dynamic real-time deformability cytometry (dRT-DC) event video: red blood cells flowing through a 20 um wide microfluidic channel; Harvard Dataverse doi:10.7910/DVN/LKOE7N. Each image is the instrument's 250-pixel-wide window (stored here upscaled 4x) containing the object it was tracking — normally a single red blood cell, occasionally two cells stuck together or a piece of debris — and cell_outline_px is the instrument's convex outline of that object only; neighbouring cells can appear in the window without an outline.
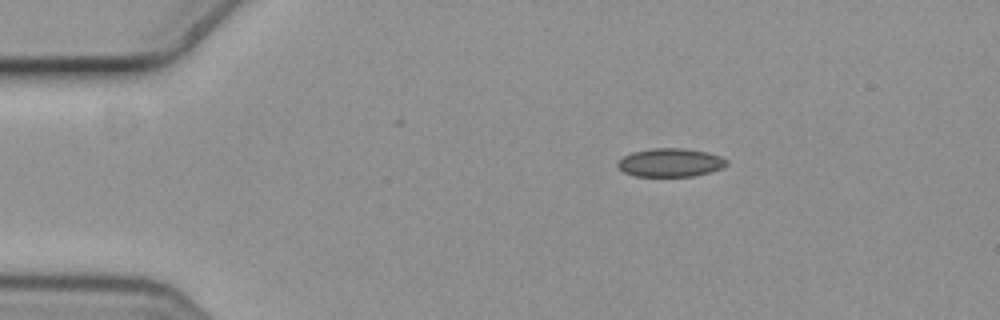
{"species": "common noctule bat (a hibernating species)", "species_latin": "Nyctalus noctula", "temperature_condition": "cold", "stored_images_in_passage": 2, "camera_frame_rate_fps": 3000, "um_per_image_px": 0.085, "animal": {"sex": "female", "body_mass_g": 19.3, "forearm_length_mm": 54.1}, "frame": {"image": 1, "passage_image": 1, "time_ms": 0.0, "image_size_px": [1000, 320], "cell_outline_px": [[728, 164], [720, 168], [708, 172], [692, 176], [636, 176], [624, 172], [616, 164], [624, 156], [632, 152], [652, 148], [684, 148], [704, 152], [720, 156], [728, 160]], "centroid_in_image_um": [56.97, 13.81], "position_along_channel_um": 28.0, "area_um2": 17.8}}